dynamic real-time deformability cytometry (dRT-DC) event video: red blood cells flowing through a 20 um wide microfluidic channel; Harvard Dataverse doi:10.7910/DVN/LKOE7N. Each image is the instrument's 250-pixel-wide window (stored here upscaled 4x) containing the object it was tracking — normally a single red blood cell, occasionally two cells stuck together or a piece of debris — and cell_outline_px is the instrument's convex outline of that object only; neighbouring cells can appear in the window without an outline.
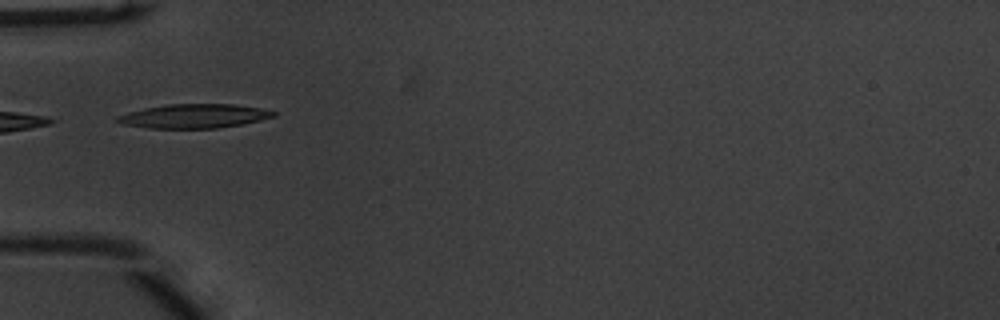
{"species": "common noctule bat (a hibernating species)", "species_latin": "Nyctalus noctula", "temperature_condition": "warm", "stored_images_in_passage": 9, "camera_frame_rate_fps": 3000, "um_per_image_px": 0.085, "animal": {"sex": "male", "body_mass_g": 20.1, "forearm_length_mm": 53.5}, "frame": {"image": 1, "passage_image": 1, "time_ms": 0.0, "image_size_px": [1000, 320], "cell_outline_px": [[276, 116], [260, 120], [240, 124], [216, 128], [152, 128], [124, 124], [116, 120], [116, 116], [128, 112], [144, 108], [168, 104], [232, 104], [260, 108], [276, 112]], "centroid_in_image_um": [16.49, 9.86], "position_along_channel_um": 68.5, "area_um2": 21.62}}